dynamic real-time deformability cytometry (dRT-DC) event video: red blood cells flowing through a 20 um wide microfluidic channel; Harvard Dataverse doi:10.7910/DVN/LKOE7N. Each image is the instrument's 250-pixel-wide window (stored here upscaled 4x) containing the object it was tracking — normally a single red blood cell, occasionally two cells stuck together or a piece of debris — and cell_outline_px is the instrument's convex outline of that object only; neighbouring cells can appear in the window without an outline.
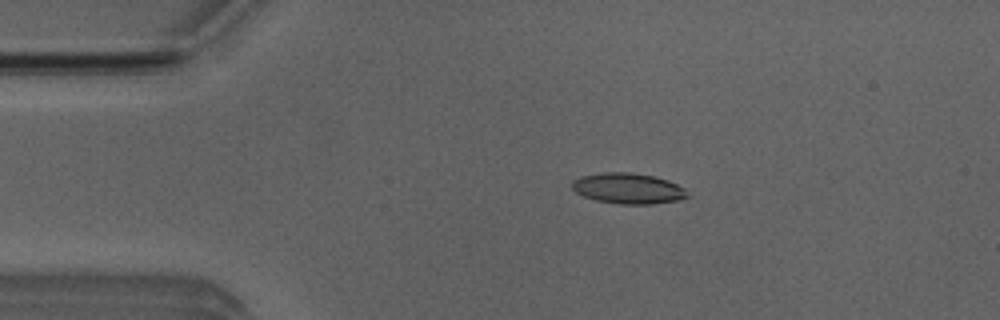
{"species": "Egyptian fruit bat (a non-hibernating species)", "species_latin": "Rousettus aegyptiacus", "temperature_condition": "room temperature", "stored_images_in_passage": 53, "camera_frame_rate_fps": 3000, "um_per_image_px": 0.085, "animal": {"sex": "male"}, "frame": {"image": 1, "passage_image": 10, "time_ms": 3.0, "image_size_px": [1000, 320], "cell_outline_px": [[692, 196], [680, 200], [652, 204], [620, 204], [596, 200], [584, 196], [576, 192], [572, 188], [572, 180], [580, 176], [604, 172], [628, 172], [652, 176], [668, 180], [684, 188]], "centroid_in_image_um": [53.41, 16.02], "position_along_channel_um": 31.6, "area_um2": 20.69}}
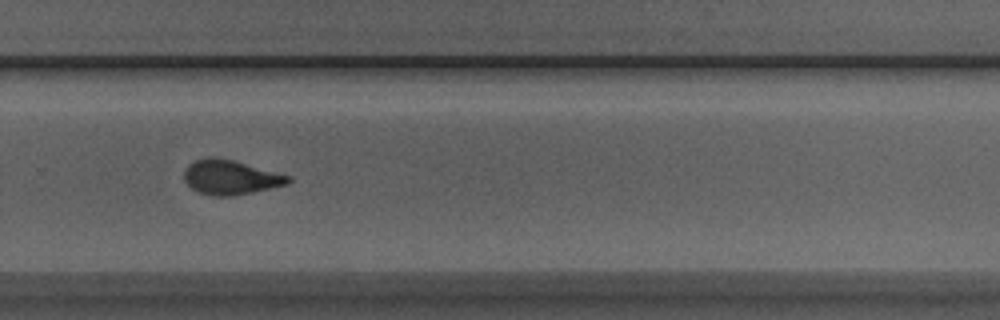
{"frame": {"image": 2, "passage_image": 35, "time_ms": 11.333, "image_size_px": [1000, 320], "cell_outline_px": [[292, 180], [288, 184], [236, 196], [212, 196], [196, 192], [184, 180], [184, 168], [188, 164], [196, 160], [208, 156], [232, 160], [292, 176]], "centroid_in_image_um": [19.58, 15.08], "position_along_channel_um": 310.2, "area_um2": 21.1}}
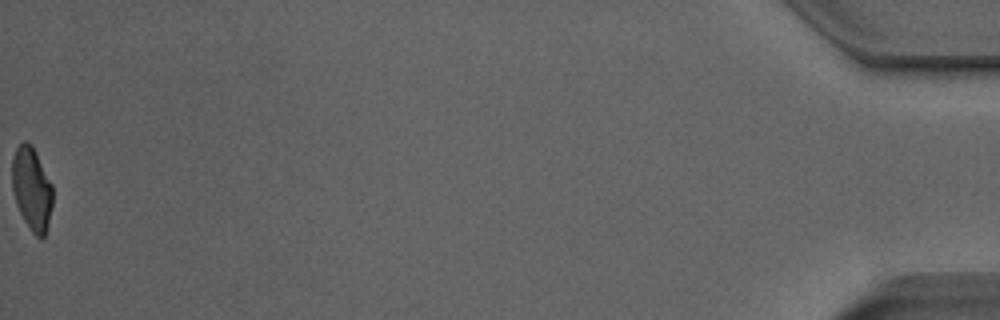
{"frame": {"image": 3, "passage_image": 53, "time_ms": 17.333, "image_size_px": [1000, 320], "cell_outline_px": [[52, 204], [48, 228], [44, 236], [40, 240], [32, 232], [24, 220], [16, 204], [12, 188], [12, 160], [16, 148], [24, 140], [28, 140], [32, 144], [52, 184]], "centroid_in_image_um": [2.7, 16.05], "position_along_channel_um": 432.5, "area_um2": 19.83}, "authors_computed_cell_mechanics": {"area_um2": 20.6924, "velocity_mm_per_s": 3.8624, "shape_relaxation_time_tau1_ms": 6.8529, "shape_relaxation_time_tau2_ms": 1.4466, "deformation_change_tau1": 0.199, "deformation_change_tau2": 0.0849}}